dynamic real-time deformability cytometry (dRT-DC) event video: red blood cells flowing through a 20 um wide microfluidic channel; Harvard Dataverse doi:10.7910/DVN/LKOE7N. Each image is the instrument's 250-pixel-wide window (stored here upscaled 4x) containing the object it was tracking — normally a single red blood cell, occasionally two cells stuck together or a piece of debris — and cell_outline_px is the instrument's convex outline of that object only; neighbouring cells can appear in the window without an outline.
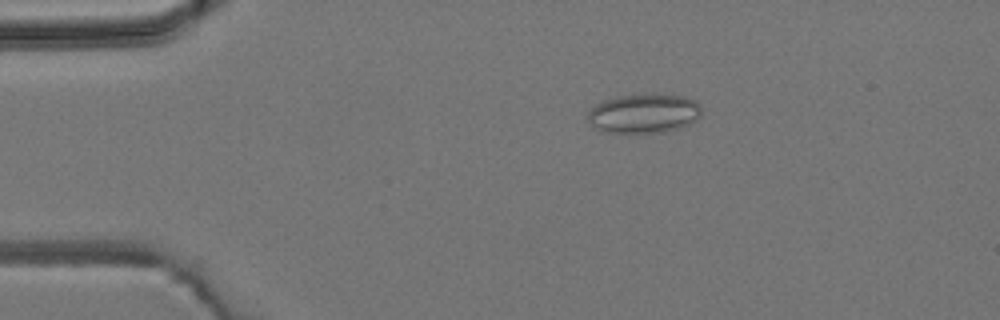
{"species": "common noctule bat (a hibernating species)", "species_latin": "Nyctalus noctula", "temperature_condition": "room temperature", "stored_images_in_passage": 5, "camera_frame_rate_fps": 3000, "um_per_image_px": 0.085, "animal": {"sex": "male", "body_mass_g": 19.2, "forearm_length_mm": 51.8}, "frame": {"image": 1, "passage_image": 3, "time_ms": 2.333, "image_size_px": [1000, 320], "cell_outline_px": [[700, 116], [696, 120], [688, 124], [664, 132], [600, 132], [592, 128], [588, 120], [588, 112], [596, 104], [604, 100], [620, 96], [656, 92], [684, 96], [696, 100], [700, 104]], "centroid_in_image_um": [54.72, 9.62], "position_along_channel_um": 30.3, "area_um2": 26.41}}